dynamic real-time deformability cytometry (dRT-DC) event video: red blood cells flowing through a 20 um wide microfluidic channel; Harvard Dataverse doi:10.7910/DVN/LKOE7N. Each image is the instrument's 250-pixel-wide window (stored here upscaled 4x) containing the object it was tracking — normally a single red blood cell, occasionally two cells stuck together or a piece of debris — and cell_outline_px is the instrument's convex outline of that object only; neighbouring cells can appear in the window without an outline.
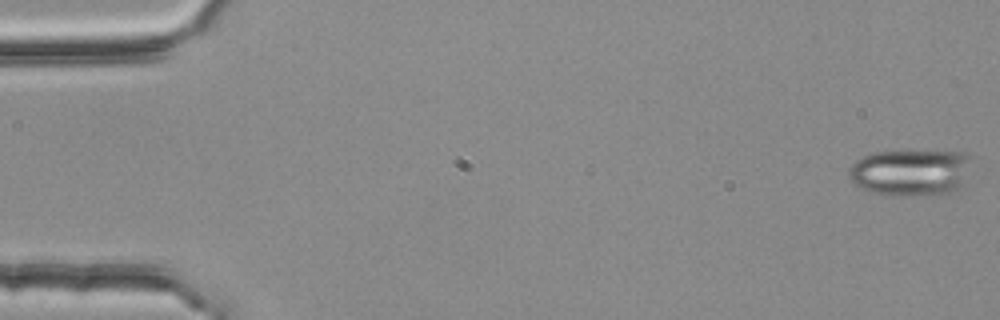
{"species": "common noctule bat (a hibernating species)", "species_latin": "Nyctalus noctula", "temperature_condition": "room temperature", "stored_images_in_passage": 54, "camera_frame_rate_fps": 3000, "um_per_image_px": 0.085, "animal": {"sex": "female", "body_mass_g": 25.1}, "frame": {"image": 1, "passage_image": 1, "time_ms": 0.0, "image_size_px": [1000, 320], "cell_outline_px": [[968, 156], [960, 188], [952, 192], [936, 196], [908, 196], [868, 192], [856, 184], [848, 176], [848, 172], [852, 164], [856, 160], [872, 152], [896, 148], [904, 148], [964, 152]], "centroid_in_image_um": [77.33, 14.61], "position_along_channel_um": 7.7, "area_um2": 34.16}}
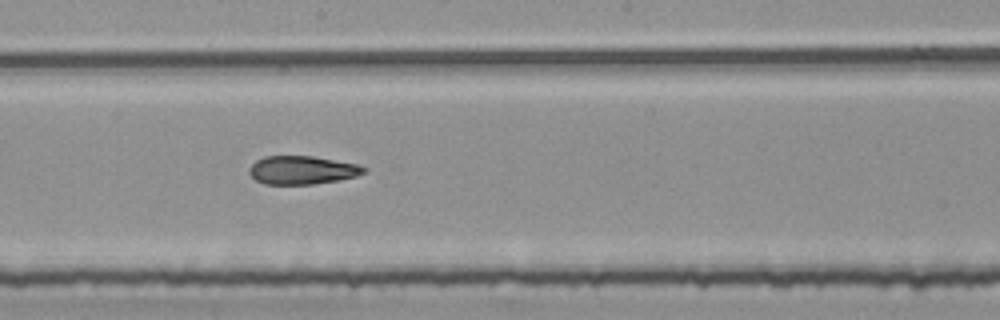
{"frame": {"image": 2, "passage_image": 30, "time_ms": 9.667, "image_size_px": [1000, 320], "cell_outline_px": [[368, 172], [356, 176], [336, 180], [312, 184], [264, 184], [256, 180], [248, 172], [248, 168], [256, 160], [264, 156], [312, 156], [360, 164], [368, 168]], "centroid_in_image_um": [25.7, 14.45], "position_along_channel_um": 222.5, "area_um2": 19.07}}
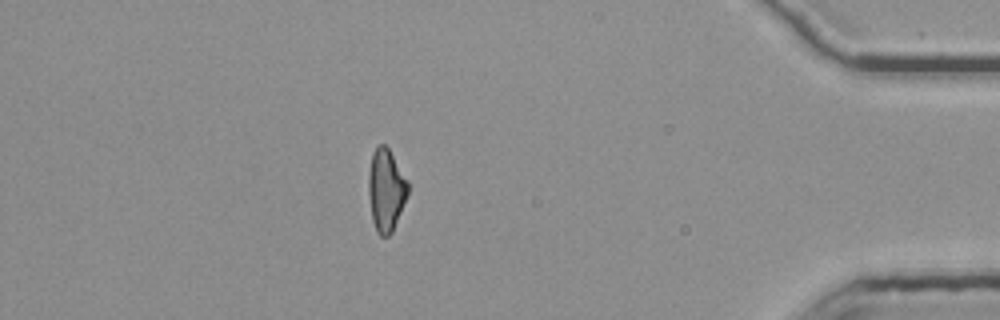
{"frame": {"image": 3, "passage_image": 48, "time_ms": 15.667, "image_size_px": [1000, 320], "cell_outline_px": [[408, 192], [392, 232], [388, 236], [380, 236], [376, 232], [372, 220], [368, 192], [368, 176], [372, 152], [380, 144], [384, 144], [388, 148], [408, 180]], "centroid_in_image_um": [32.79, 16.16], "position_along_channel_um": 402.4, "area_um2": 18.79}, "authors_computed_cell_mechanics": {"area_um2": 19.9121, "velocity_mm_per_s": 3.7867, "shape_relaxation_time_tau1_ms": null, "shape_relaxation_time_tau2_ms": 7.3089, "deformation_change_tau1": null, "deformation_change_tau2": 0.136}}